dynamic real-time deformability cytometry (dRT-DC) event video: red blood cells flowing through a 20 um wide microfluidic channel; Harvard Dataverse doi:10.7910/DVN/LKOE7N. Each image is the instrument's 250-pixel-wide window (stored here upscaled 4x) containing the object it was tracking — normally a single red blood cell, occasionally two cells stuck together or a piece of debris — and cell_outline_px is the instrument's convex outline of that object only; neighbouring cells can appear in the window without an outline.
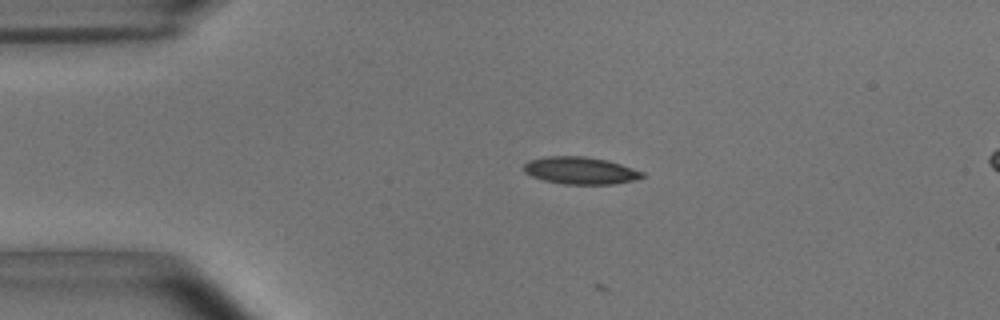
{"species": "common noctule bat (a hibernating species)", "species_latin": "Nyctalus noctula", "temperature_condition": "room temperature", "stored_images_in_passage": 5, "camera_frame_rate_fps": 3000, "um_per_image_px": 0.085, "animal": {"sex": "male", "body_mass_g": 15.6}, "frame": {"image": 1, "passage_image": 1, "time_ms": 0.0, "image_size_px": [1000, 320], "cell_outline_px": [[644, 176], [636, 180], [612, 184], [564, 184], [544, 180], [532, 176], [524, 172], [524, 164], [528, 160], [544, 156], [584, 156], [608, 160], [644, 172]], "centroid_in_image_um": [49.32, 14.49], "position_along_channel_um": 35.7, "area_um2": 18.84}}